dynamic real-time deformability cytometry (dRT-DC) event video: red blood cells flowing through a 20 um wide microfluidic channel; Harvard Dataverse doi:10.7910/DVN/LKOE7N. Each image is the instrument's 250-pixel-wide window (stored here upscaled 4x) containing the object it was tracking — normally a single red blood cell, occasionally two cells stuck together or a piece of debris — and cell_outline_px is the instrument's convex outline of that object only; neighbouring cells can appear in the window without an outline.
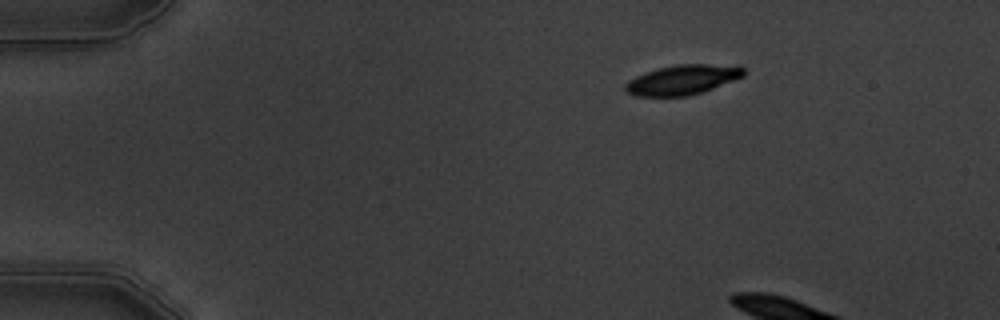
{"species": "common noctule bat (a hibernating species)", "species_latin": "Nyctalus noctula", "temperature_condition": "warm", "stored_images_in_passage": 7, "camera_frame_rate_fps": 3000, "um_per_image_px": 0.085, "animal": {"sex": "male", "body_mass_g": 19.5, "forearm_length_mm": 54.6}, "frame": {"image": 1, "passage_image": 1, "time_ms": 0.0, "image_size_px": [1000, 320], "cell_outline_px": [[744, 76], [704, 92], [688, 96], [636, 96], [624, 92], [624, 84], [628, 80], [636, 76], [656, 68], [676, 64], [740, 64], [744, 68]], "centroid_in_image_um": [58.03, 6.77], "position_along_channel_um": 27.0, "area_um2": 21.04}}
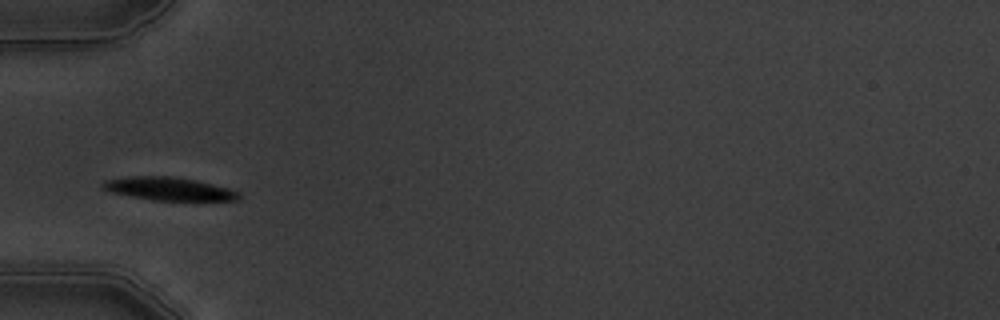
{"frame": {"image": 2, "passage_image": 5, "time_ms": 4.667, "image_size_px": [1000, 320], "cell_outline_px": [[240, 200], [152, 200], [112, 192], [100, 188], [100, 184], [104, 180], [132, 176], [172, 176], [196, 180], [228, 188], [240, 192]], "centroid_in_image_um": [14.34, 16.04], "position_along_channel_um": 70.7, "area_um2": 18.26}}